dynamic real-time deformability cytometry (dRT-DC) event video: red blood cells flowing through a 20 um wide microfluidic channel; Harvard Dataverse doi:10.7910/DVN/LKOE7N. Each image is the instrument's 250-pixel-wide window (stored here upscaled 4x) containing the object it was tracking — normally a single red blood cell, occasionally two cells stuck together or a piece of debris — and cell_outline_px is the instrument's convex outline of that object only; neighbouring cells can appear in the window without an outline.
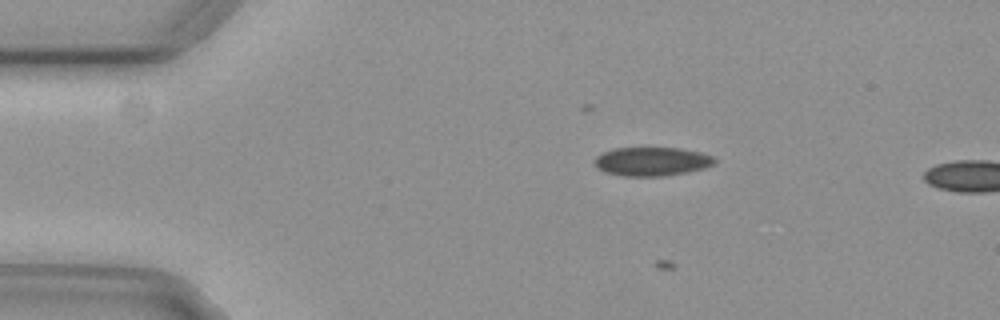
{"species": "common noctule bat (a hibernating species)", "species_latin": "Nyctalus noctula", "temperature_condition": "cold", "stored_images_in_passage": 37, "camera_frame_rate_fps": 3000, "um_per_image_px": 0.085, "animal": {"sex": "female", "body_mass_g": 29.2, "forearm_length_mm": 56.3}, "frame": {"image": 1, "passage_image": 4, "time_ms": 1.0, "image_size_px": [1000, 320], "cell_outline_px": [[716, 160], [712, 164], [704, 168], [688, 172], [660, 176], [624, 176], [604, 172], [596, 168], [596, 156], [604, 152], [616, 148], [680, 148], [700, 152], [712, 156]], "centroid_in_image_um": [55.4, 13.73], "position_along_channel_um": 29.6, "area_um2": 19.94}}